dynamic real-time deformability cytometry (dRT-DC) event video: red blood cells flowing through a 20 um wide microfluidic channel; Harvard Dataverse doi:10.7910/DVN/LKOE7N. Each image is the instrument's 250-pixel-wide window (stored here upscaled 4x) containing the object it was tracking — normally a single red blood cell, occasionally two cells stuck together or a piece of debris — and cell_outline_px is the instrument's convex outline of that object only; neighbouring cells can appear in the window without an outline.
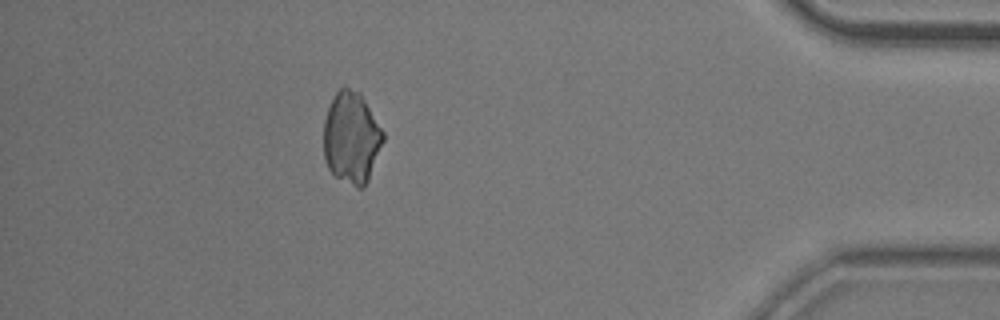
{"species": "common noctule bat (a hibernating species)", "species_latin": "Nyctalus noctula", "temperature_condition": "room temperature", "stored_images_in_passage": 55, "camera_frame_rate_fps": 3000, "um_per_image_px": 0.085, "animal": {"sex": "male", "body_mass_g": 20.5, "forearm_length_mm": 52.5}, "frame": {"image": 1, "passage_image": 49, "time_ms": 16.0, "image_size_px": [1000, 320], "cell_outline_px": [[384, 140], [368, 180], [364, 188], [356, 188], [336, 176], [328, 168], [324, 156], [324, 120], [328, 108], [336, 92], [340, 88], [348, 88], [360, 92], [384, 132]], "centroid_in_image_um": [29.88, 11.72], "position_along_channel_um": 405.3, "area_um2": 31.62}}